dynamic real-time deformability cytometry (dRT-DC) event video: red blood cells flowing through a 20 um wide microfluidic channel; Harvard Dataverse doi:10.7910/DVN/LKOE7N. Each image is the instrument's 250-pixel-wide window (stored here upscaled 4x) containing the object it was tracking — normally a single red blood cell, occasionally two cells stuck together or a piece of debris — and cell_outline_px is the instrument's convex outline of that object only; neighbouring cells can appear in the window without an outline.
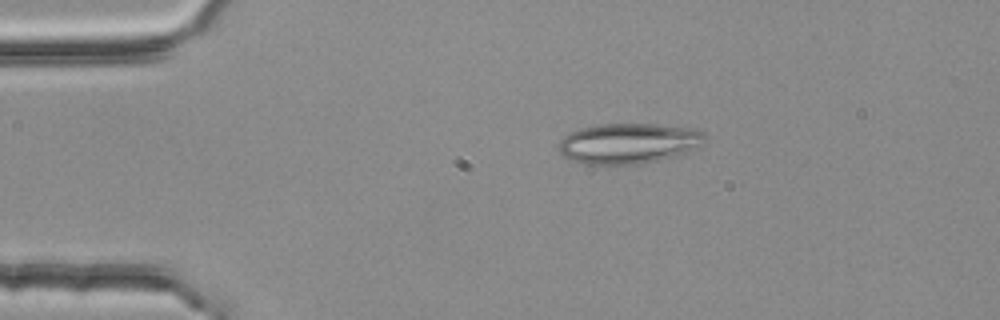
{"species": "common noctule bat (a hibernating species)", "species_latin": "Nyctalus noctula", "temperature_condition": "room temperature", "stored_images_in_passage": 2, "camera_frame_rate_fps": 3000, "um_per_image_px": 0.085, "animal": {"sex": "female", "body_mass_g": 25.1}, "frame": {"image": 1, "passage_image": 1, "time_ms": 0.0, "image_size_px": [1000, 320], "cell_outline_px": [[704, 136], [700, 148], [644, 164], [584, 164], [572, 160], [564, 156], [560, 152], [560, 140], [564, 136], [580, 128], [596, 124], [656, 124], [692, 128], [704, 132]], "centroid_in_image_um": [53.43, 12.18], "position_along_channel_um": 31.6, "area_um2": 34.33}}